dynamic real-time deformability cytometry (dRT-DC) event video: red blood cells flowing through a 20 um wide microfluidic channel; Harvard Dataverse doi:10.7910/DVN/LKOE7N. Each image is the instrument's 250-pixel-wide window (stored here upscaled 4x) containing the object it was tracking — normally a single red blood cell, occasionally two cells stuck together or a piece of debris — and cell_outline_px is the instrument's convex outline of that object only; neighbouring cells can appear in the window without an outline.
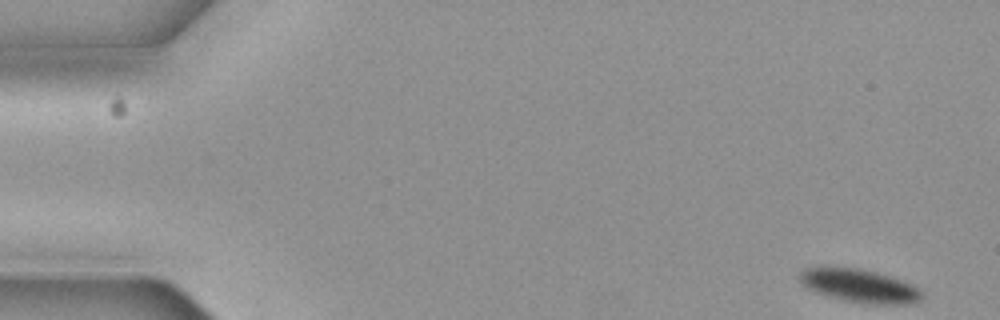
{"species": "common noctule bat (a hibernating species)", "species_latin": "Nyctalus noctula", "temperature_condition": "cold", "stored_images_in_passage": 5, "camera_frame_rate_fps": 3000, "um_per_image_px": 0.085, "animal": {"sex": "female", "body_mass_g": 19.3, "forearm_length_mm": 54.1}, "frame": {"image": 1, "passage_image": 1, "time_ms": 0.0, "image_size_px": [1000, 320], "cell_outline_px": [[924, 292], [920, 300], [912, 304], [864, 304], [840, 300], [816, 292], [808, 288], [800, 280], [800, 272], [804, 268], [820, 264], [824, 264], [860, 268], [876, 272], [912, 284]], "centroid_in_image_um": [73.01, 24.26], "position_along_channel_um": 12.0, "area_um2": 24.45}}